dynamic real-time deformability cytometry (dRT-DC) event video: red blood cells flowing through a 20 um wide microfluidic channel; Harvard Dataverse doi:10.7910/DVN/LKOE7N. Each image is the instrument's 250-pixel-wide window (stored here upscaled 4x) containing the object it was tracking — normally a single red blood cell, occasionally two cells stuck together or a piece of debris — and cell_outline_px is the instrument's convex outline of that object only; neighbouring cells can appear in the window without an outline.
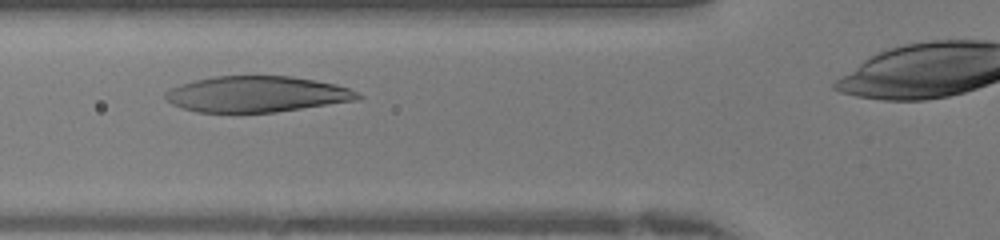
{"species": "human", "species_latin": "Homo sapiens", "temperature_condition": "warm", "stored_images_in_passage": 23, "camera_frame_rate_fps": 3000, "um_per_image_px": 0.085, "donor": {"sex": "female"}, "frame": {"image": 1, "passage_image": 3, "time_ms": 0.667, "image_size_px": [1000, 240], "cell_outline_px": [[364, 96], [360, 100], [276, 112], [196, 112], [180, 108], [172, 104], [164, 96], [164, 92], [180, 84], [212, 76], [292, 76], [336, 84], [360, 92]], "centroid_in_image_um": [21.86, 8.0], "position_along_channel_um": 103.9, "area_um2": 40.52}}
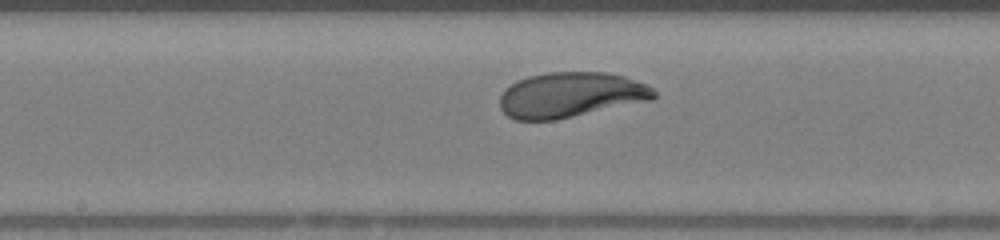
{"frame": {"image": 2, "passage_image": 9, "time_ms": 2.667, "image_size_px": [1000, 240], "cell_outline_px": [[656, 96], [652, 100], [556, 120], [516, 120], [508, 116], [500, 108], [500, 96], [504, 88], [516, 80], [528, 76], [548, 72], [604, 72], [624, 76], [644, 84], [652, 88], [656, 92]], "centroid_in_image_um": [48.47, 8.07], "position_along_channel_um": 199.7, "area_um2": 40.75}}
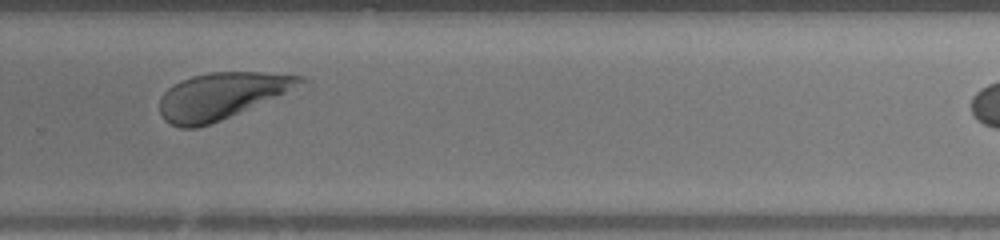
{"frame": {"image": 3, "passage_image": 16, "time_ms": 5.0, "image_size_px": [1000, 240], "cell_outline_px": [[308, 80], [284, 92], [220, 120], [196, 128], [180, 128], [164, 120], [160, 116], [160, 96], [172, 84], [180, 80], [192, 76], [212, 72], [260, 72], [304, 76]], "centroid_in_image_um": [18.72, 8.14], "position_along_channel_um": 311.1, "area_um2": 37.22}}